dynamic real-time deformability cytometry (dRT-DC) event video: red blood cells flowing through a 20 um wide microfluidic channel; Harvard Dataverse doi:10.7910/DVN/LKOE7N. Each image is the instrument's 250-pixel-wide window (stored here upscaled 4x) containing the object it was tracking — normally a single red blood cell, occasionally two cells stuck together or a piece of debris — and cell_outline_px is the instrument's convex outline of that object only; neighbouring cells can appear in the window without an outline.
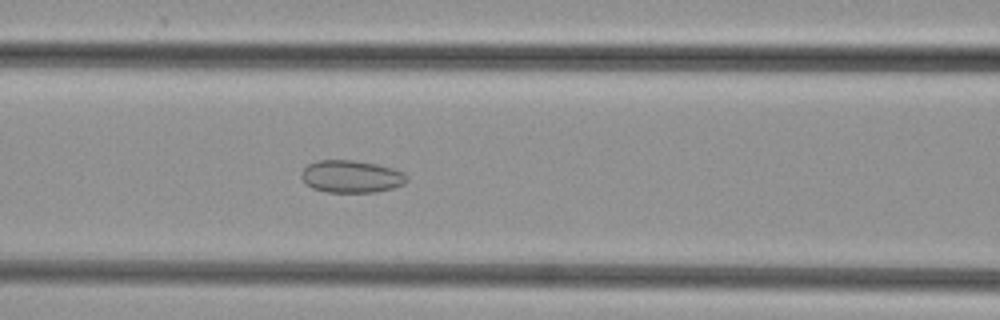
{"species": "common noctule bat (a hibernating species)", "species_latin": "Nyctalus noctula", "temperature_condition": "cold", "stored_images_in_passage": 49, "camera_frame_rate_fps": 3000, "um_per_image_px": 0.085, "animal": {"sex": "female", "body_mass_g": 29.2, "forearm_length_mm": 56.3}, "frame": {"image": 1, "passage_image": 20, "time_ms": 6.333, "image_size_px": [1000, 320], "cell_outline_px": [[408, 180], [404, 184], [392, 188], [376, 192], [328, 192], [312, 188], [304, 184], [300, 176], [300, 172], [308, 164], [316, 160], [352, 160], [376, 164], [392, 168], [404, 172], [408, 176]], "centroid_in_image_um": [29.83, 15.0], "position_along_channel_um": 136.8, "area_um2": 20.11}}
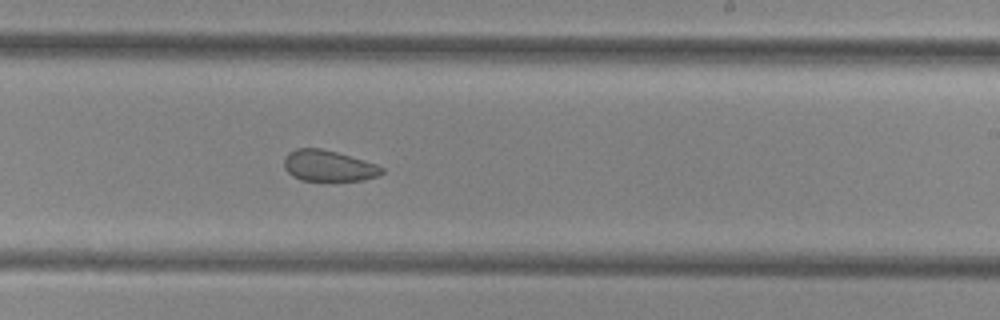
{"frame": {"image": 2, "passage_image": 29, "time_ms": 9.333, "image_size_px": [1000, 320], "cell_outline_px": [[384, 172], [380, 176], [364, 180], [300, 180], [292, 176], [284, 168], [284, 156], [288, 152], [296, 148], [320, 148], [336, 152], [376, 164], [384, 168]], "centroid_in_image_um": [27.91, 14.09], "position_along_channel_um": 261.1, "area_um2": 17.69}}
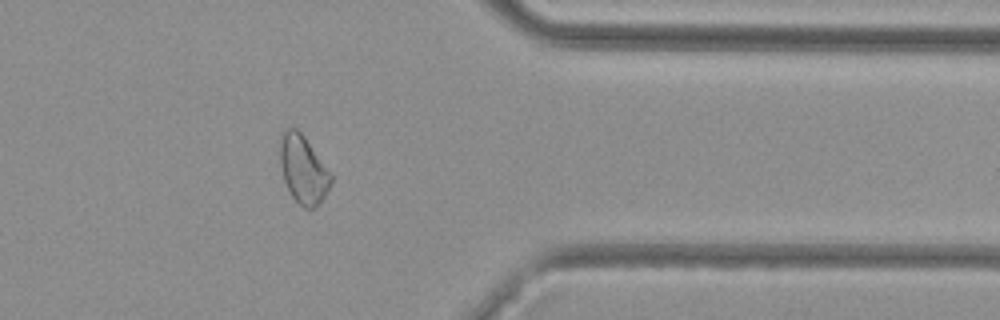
{"frame": {"image": 3, "passage_image": 39, "time_ms": 12.667, "image_size_px": [1000, 320], "cell_outline_px": [[332, 180], [324, 196], [312, 208], [304, 208], [292, 196], [284, 180], [280, 164], [280, 136], [284, 128], [296, 128], [304, 136], [332, 172]], "centroid_in_image_um": [25.77, 14.35], "position_along_channel_um": 385.6, "area_um2": 20.06}}